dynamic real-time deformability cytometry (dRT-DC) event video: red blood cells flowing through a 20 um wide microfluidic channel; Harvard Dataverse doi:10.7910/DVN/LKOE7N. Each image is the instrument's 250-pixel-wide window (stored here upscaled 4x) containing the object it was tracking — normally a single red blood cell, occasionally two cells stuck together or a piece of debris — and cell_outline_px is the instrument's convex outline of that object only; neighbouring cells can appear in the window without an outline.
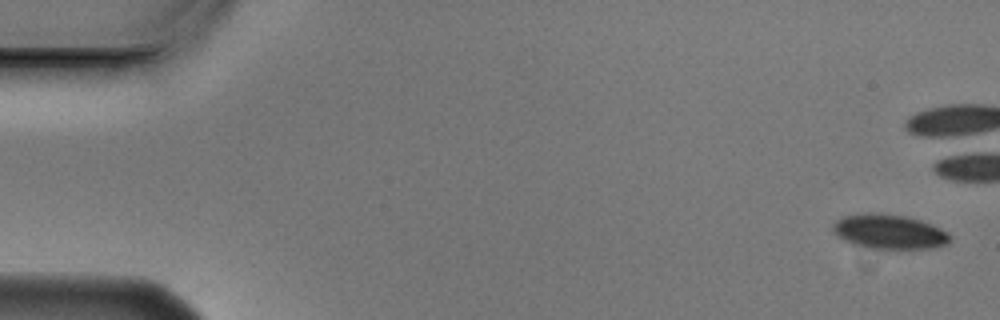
{"species": "Egyptian fruit bat (a non-hibernating species)", "species_latin": "Rousettus aegyptiacus", "temperature_condition": "cold", "stored_images_in_passage": 6, "camera_frame_rate_fps": 3000, "um_per_image_px": 0.085, "animal": {"sex": "male"}, "frame": {"image": 1, "passage_image": 1, "time_ms": 0.0, "image_size_px": [1000, 320], "cell_outline_px": [[952, 236], [948, 244], [932, 248], [888, 252], [852, 244], [844, 240], [832, 228], [832, 224], [836, 220], [844, 216], [872, 212], [876, 212], [904, 216], [920, 220], [932, 224], [948, 232]], "centroid_in_image_um": [75.64, 19.74], "position_along_channel_um": 9.4, "area_um2": 24.33}}